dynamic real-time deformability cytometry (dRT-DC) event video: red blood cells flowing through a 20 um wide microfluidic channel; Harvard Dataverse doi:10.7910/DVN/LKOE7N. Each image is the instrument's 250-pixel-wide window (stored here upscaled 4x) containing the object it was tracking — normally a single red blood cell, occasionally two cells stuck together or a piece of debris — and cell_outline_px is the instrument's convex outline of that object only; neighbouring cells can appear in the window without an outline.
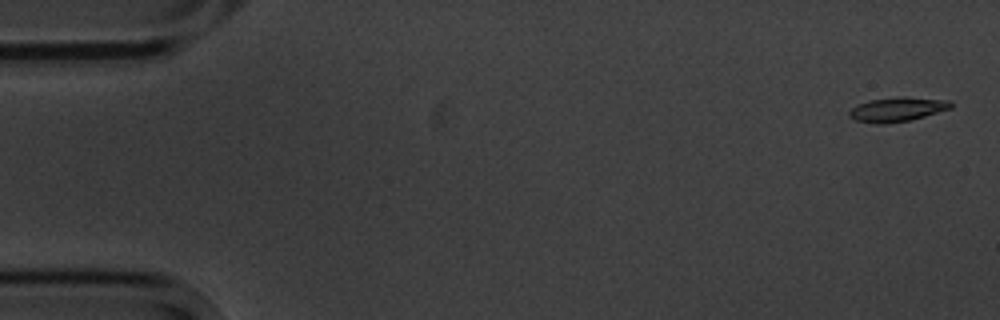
{"species": "common noctule bat (a hibernating species)", "species_latin": "Nyctalus noctula", "temperature_condition": "cold", "stored_images_in_passage": 15, "camera_frame_rate_fps": 3000, "um_per_image_px": 0.085, "animal": {"sex": "male", "body_mass_g": 20.1, "forearm_length_mm": 53.5}, "frame": {"image": 1, "passage_image": 1, "time_ms": 0.0, "image_size_px": [1000, 320], "cell_outline_px": [[952, 108], [924, 116], [908, 120], [884, 124], [876, 124], [856, 120], [848, 116], [848, 112], [852, 108], [868, 100], [900, 96], [948, 100], [952, 104]], "centroid_in_image_um": [76.25, 9.29], "position_along_channel_um": 8.8, "area_um2": 14.28}}
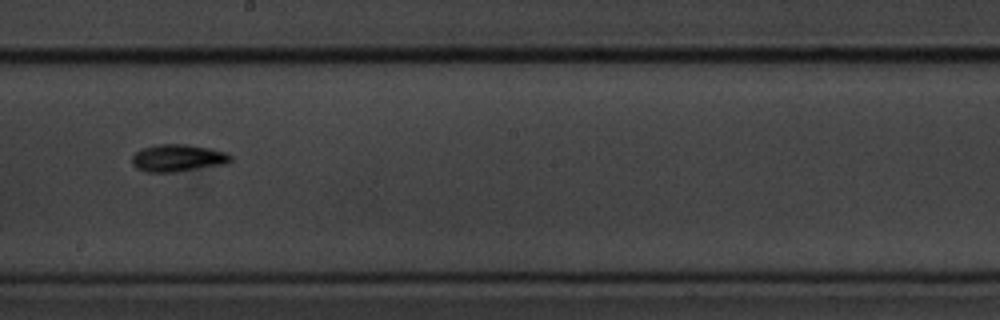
{"frame": {"image": 2, "passage_image": 9, "time_ms": 10.0, "image_size_px": [1000, 320], "cell_outline_px": [[232, 160], [228, 164], [172, 172], [148, 172], [136, 168], [132, 164], [132, 156], [136, 152], [144, 148], [156, 144], [188, 144], [212, 148], [228, 152], [232, 156]], "centroid_in_image_um": [15.17, 13.42], "position_along_channel_um": 233.0, "area_um2": 15.84}}
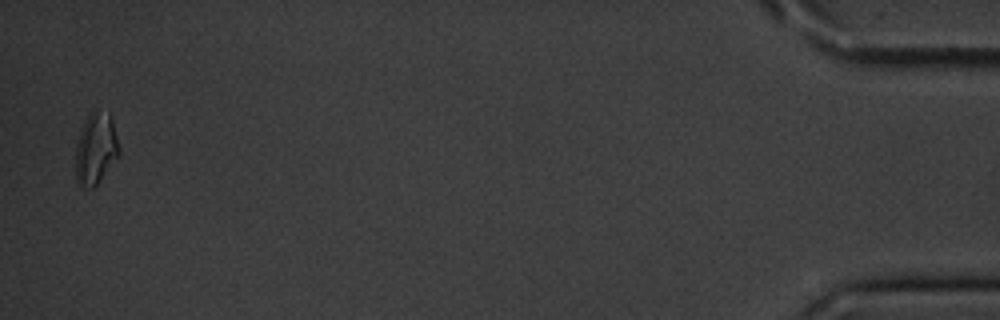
{"frame": {"image": 3, "passage_image": 15, "time_ms": 18.0, "image_size_px": [1000, 320], "cell_outline_px": [[120, 152], [96, 184], [92, 188], [80, 184], [76, 180], [76, 144], [80, 128], [88, 116], [92, 112], [108, 112], [112, 116], [120, 148]], "centroid_in_image_um": [8.14, 12.59], "position_along_channel_um": 427.1, "area_um2": 17.74}, "authors_computed_cell_mechanics": {"area_um2": 14.2766, "velocity_mm_per_s": 3.5221, "shape_relaxation_time_tau1_ms": 1.9773, "shape_relaxation_time_tau2_ms": 3.5804, "deformation_change_tau1": 0.0814, "deformation_change_tau2": 0.0732}}